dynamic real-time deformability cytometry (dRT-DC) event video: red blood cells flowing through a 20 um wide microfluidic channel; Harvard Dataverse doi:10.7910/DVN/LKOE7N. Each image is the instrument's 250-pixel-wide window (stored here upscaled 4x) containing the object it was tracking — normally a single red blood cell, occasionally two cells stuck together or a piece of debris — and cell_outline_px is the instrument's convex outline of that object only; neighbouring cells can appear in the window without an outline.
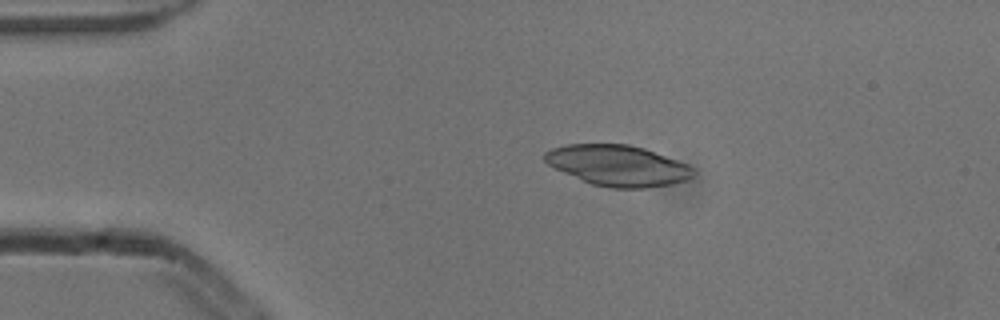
{"species": "common noctule bat (a hibernating species)", "species_latin": "Nyctalus noctula", "temperature_condition": "cold", "stored_images_in_passage": 4, "camera_frame_rate_fps": 3000, "um_per_image_px": 0.085, "animal": {"sex": "male", "body_mass_g": 13.3}, "frame": {"image": 1, "passage_image": 3, "time_ms": 0.667, "image_size_px": [1000, 320], "cell_outline_px": [[696, 172], [688, 180], [672, 184], [644, 188], [608, 188], [592, 184], [564, 172], [548, 164], [544, 160], [544, 152], [552, 148], [568, 144], [628, 144], [644, 148], [688, 164]], "centroid_in_image_um": [52.54, 14.07], "position_along_channel_um": 32.5, "area_um2": 35.2}}